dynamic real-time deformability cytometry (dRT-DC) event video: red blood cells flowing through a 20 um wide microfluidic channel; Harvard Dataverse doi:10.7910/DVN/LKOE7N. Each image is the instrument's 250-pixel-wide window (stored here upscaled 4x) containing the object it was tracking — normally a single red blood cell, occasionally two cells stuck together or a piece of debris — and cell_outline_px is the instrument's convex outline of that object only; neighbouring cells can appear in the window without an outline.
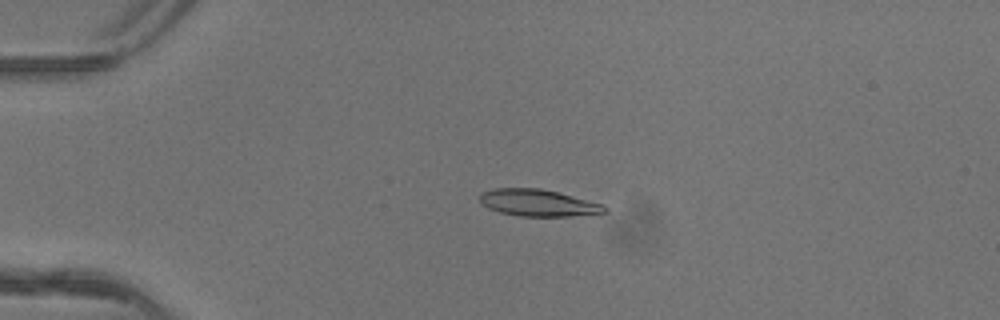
{"species": "common noctule bat (a hibernating species)", "species_latin": "Nyctalus noctula", "temperature_condition": "warm", "stored_images_in_passage": 5, "camera_frame_rate_fps": 3000, "um_per_image_px": 0.085, "animal": {"sex": "female"}, "frame": {"image": 1, "passage_image": 4, "time_ms": 1.0, "image_size_px": [1000, 320], "cell_outline_px": [[608, 212], [568, 216], [520, 216], [500, 212], [488, 208], [480, 204], [480, 192], [492, 188], [540, 188], [604, 204], [608, 208]], "centroid_in_image_um": [45.71, 17.24], "position_along_channel_um": 39.3, "area_um2": 19.54}}